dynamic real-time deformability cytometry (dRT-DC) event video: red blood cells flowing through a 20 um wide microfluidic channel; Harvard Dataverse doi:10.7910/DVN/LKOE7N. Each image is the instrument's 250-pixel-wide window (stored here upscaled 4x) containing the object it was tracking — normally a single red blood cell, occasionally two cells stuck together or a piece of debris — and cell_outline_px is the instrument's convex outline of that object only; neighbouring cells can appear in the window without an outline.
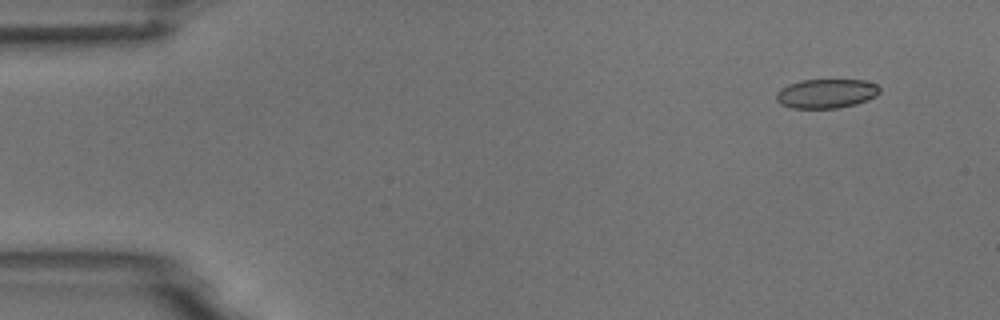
{"species": "common noctule bat (a hibernating species)", "species_latin": "Nyctalus noctula", "temperature_condition": "room temperature", "stored_images_in_passage": 8, "camera_frame_rate_fps": 3000, "um_per_image_px": 0.085, "animal": {"sex": "male", "body_mass_g": 18.8}, "frame": {"image": 1, "passage_image": 2, "time_ms": 1.0, "image_size_px": [1000, 320], "cell_outline_px": [[880, 92], [876, 96], [868, 100], [856, 104], [836, 108], [792, 108], [780, 104], [776, 100], [776, 92], [780, 88], [788, 84], [800, 80], [864, 80], [876, 84], [880, 88]], "centroid_in_image_um": [70.22, 7.95], "position_along_channel_um": 14.8, "area_um2": 17.74}}